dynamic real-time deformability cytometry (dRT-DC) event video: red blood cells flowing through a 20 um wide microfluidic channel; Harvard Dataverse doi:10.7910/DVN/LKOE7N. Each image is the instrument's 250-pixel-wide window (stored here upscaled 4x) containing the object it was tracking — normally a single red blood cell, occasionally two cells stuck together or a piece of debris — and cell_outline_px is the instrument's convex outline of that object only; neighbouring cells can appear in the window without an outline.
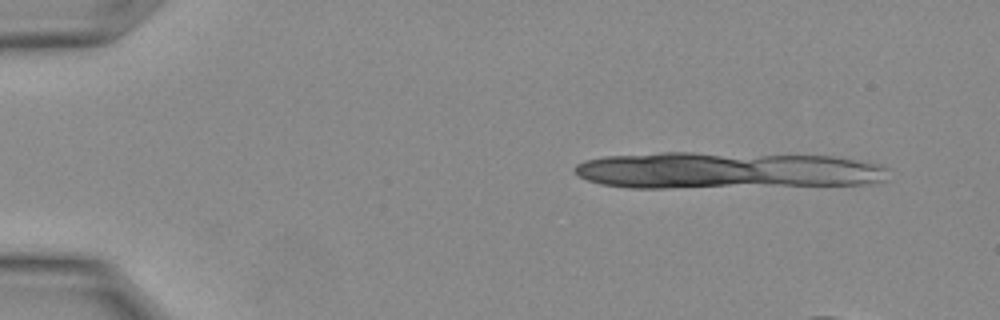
{"species": "Egyptian fruit bat (a non-hibernating species)", "species_latin": "Rousettus aegyptiacus", "temperature_condition": "warm", "stored_images_in_passage": 6, "camera_frame_rate_fps": 3000, "um_per_image_px": 0.085, "animal": {"sex": "female"}, "frame": {"image": 1, "passage_image": 2, "time_ms": 0.333, "image_size_px": [1000, 320], "cell_outline_px": [[748, 180], [712, 184], [616, 184], [600, 180], [608, 176], [712, 160], [728, 160], [748, 164]], "centroid_in_image_um": [58.38, 14.8], "position_along_channel_um": 26.6, "area_um2": 17.57}}